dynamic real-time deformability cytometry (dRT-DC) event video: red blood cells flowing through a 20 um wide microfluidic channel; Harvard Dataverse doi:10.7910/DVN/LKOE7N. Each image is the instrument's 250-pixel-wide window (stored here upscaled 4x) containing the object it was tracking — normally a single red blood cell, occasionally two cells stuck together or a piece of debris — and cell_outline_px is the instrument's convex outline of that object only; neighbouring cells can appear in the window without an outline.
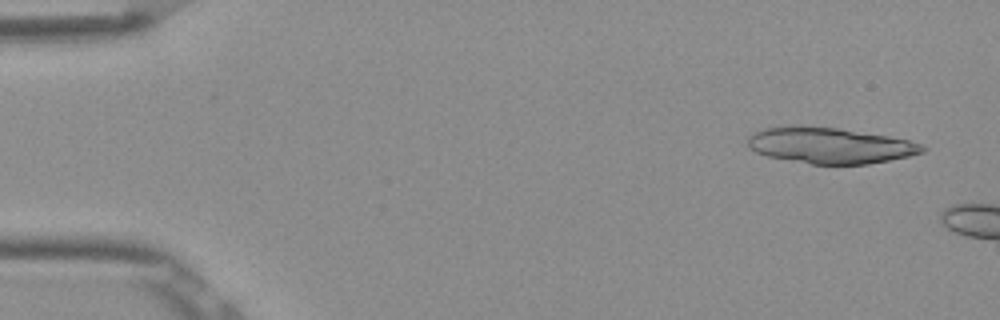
{"species": "Egyptian fruit bat (a non-hibernating species)", "species_latin": "Rousettus aegyptiacus", "temperature_condition": "room temperature", "stored_images_in_passage": 3, "camera_frame_rate_fps": 3000, "um_per_image_px": 0.085, "frame": {"image": 1, "passage_image": 1, "time_ms": 0.0, "image_size_px": [1000, 320], "cell_outline_px": [[928, 148], [924, 152], [908, 156], [868, 164], [812, 164], [768, 156], [756, 152], [748, 144], [748, 136], [764, 128], [800, 124], [840, 128], [888, 136], [908, 140], [920, 144]], "centroid_in_image_um": [70.55, 12.34], "position_along_channel_um": 14.5, "area_um2": 36.59}}